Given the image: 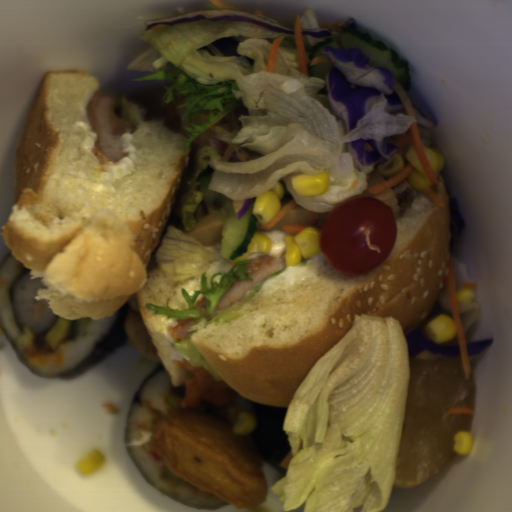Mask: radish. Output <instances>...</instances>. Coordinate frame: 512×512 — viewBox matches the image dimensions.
Instances as JSON below:
<instances>
[{
	"label": "radish",
	"mask_w": 512,
	"mask_h": 512,
	"mask_svg": "<svg viewBox=\"0 0 512 512\" xmlns=\"http://www.w3.org/2000/svg\"><path fill=\"white\" fill-rule=\"evenodd\" d=\"M475 410V383L466 379L462 356L423 351L411 357L408 393L396 455L394 485L412 487L447 467L458 452L453 436L470 433Z\"/></svg>",
	"instance_id": "obj_1"
}]
</instances>
